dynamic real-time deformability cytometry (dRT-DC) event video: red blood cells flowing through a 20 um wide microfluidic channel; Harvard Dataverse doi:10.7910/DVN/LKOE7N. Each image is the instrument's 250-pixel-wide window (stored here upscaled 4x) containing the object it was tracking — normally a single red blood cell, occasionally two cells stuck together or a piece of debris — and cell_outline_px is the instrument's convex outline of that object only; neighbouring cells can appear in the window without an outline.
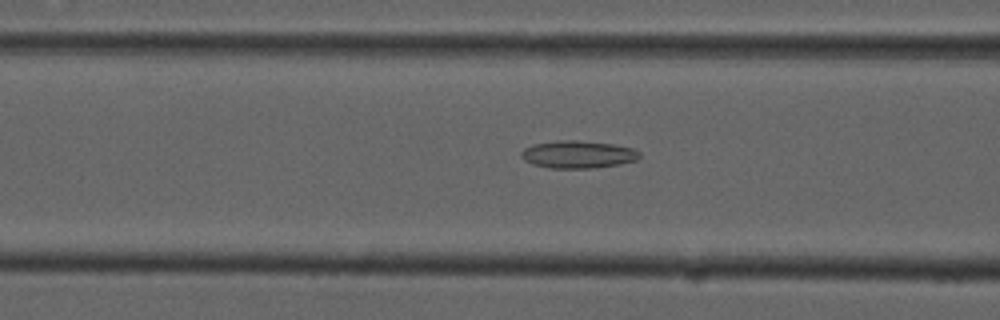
{"species": "common noctule bat (a hibernating species)", "species_latin": "Nyctalus noctula", "temperature_condition": "cold", "stored_images_in_passage": 43, "camera_frame_rate_fps": 3000, "um_per_image_px": 0.085, "animal": {"sex": "male", "forearm_length_mm": 52.5}, "frame": {"image": 1, "passage_image": 10, "time_ms": 3.0, "image_size_px": [1000, 320], "cell_outline_px": [[640, 156], [636, 160], [620, 164], [596, 168], [548, 168], [532, 164], [524, 160], [520, 156], [520, 152], [524, 148], [532, 144], [560, 140], [576, 140], [612, 144], [632, 148], [640, 152]], "centroid_in_image_um": [49.09, 13.13], "position_along_channel_um": 117.5, "area_um2": 19.07}}
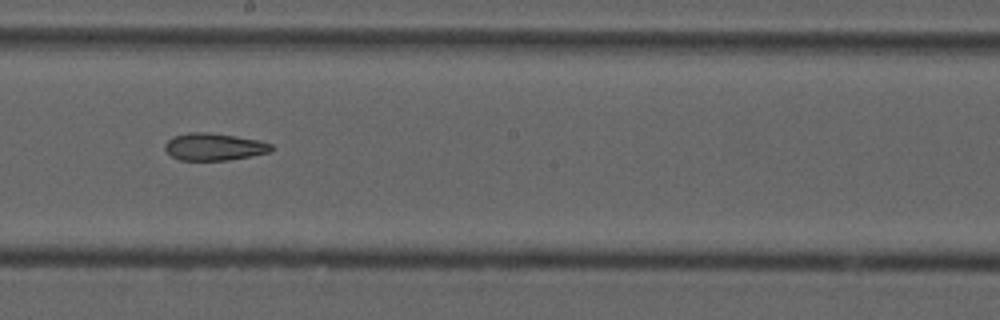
{"frame": {"image": 2, "passage_image": 19, "time_ms": 6.0, "image_size_px": [1000, 320], "cell_outline_px": [[272, 148], [268, 152], [252, 156], [228, 160], [180, 160], [172, 156], [164, 148], [164, 144], [172, 136], [188, 132], [208, 132], [236, 136], [260, 140], [272, 144]], "centroid_in_image_um": [18.18, 12.47], "position_along_channel_um": 230.0, "area_um2": 16.94}}
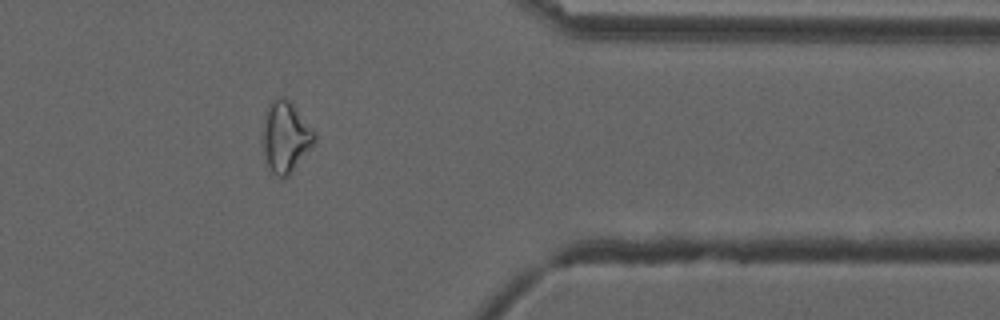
{"frame": {"image": 3, "passage_image": 33, "time_ms": 10.667, "image_size_px": [1000, 320], "cell_outline_px": [[316, 140], [288, 176], [284, 180], [276, 176], [272, 172], [264, 156], [260, 140], [260, 132], [264, 112], [268, 104], [272, 100], [280, 96], [284, 96], [296, 108], [316, 132]], "centroid_in_image_um": [24.21, 11.61], "position_along_channel_um": 387.2, "area_um2": 21.96}, "authors_computed_cell_mechanics": {"area_um2": 18.3804, "velocity_mm_per_s": 3.7611, "shape_relaxation_time_tau1_ms": null, "shape_relaxation_time_tau2_ms": 5.7493, "deformation_change_tau1": null, "deformation_change_tau2": 0.156}}